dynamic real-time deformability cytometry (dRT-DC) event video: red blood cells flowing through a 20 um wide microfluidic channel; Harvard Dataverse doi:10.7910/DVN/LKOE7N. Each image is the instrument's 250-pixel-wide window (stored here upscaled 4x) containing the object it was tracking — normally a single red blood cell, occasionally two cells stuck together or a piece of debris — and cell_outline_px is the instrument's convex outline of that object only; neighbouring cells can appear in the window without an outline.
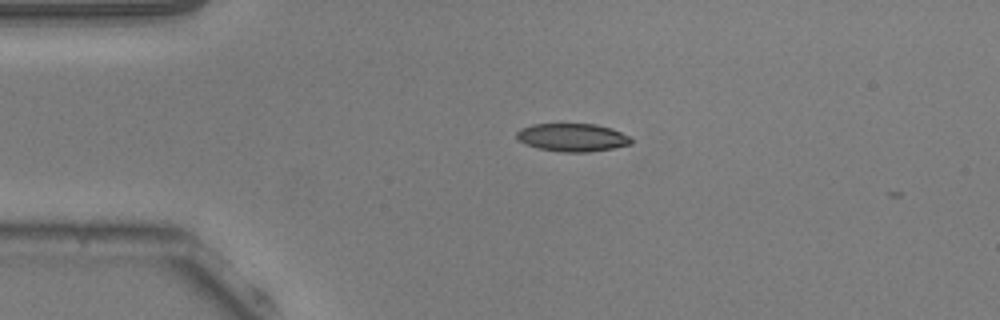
{"species": "common noctule bat (a hibernating species)", "species_latin": "Nyctalus noctula", "temperature_condition": "warm", "stored_images_in_passage": 3, "camera_frame_rate_fps": 3000, "um_per_image_px": 0.085, "animal": {"sex": "male", "body_mass_g": 20.5, "forearm_length_mm": 52.5}, "frame": {"image": 1, "passage_image": 1, "time_ms": 0.0, "image_size_px": [1000, 320], "cell_outline_px": [[632, 144], [612, 148], [588, 152], [560, 152], [540, 148], [516, 140], [516, 132], [520, 128], [532, 124], [596, 124], [612, 128], [628, 136], [632, 140]], "centroid_in_image_um": [48.63, 11.67], "position_along_channel_um": 36.4, "area_um2": 18.67}}